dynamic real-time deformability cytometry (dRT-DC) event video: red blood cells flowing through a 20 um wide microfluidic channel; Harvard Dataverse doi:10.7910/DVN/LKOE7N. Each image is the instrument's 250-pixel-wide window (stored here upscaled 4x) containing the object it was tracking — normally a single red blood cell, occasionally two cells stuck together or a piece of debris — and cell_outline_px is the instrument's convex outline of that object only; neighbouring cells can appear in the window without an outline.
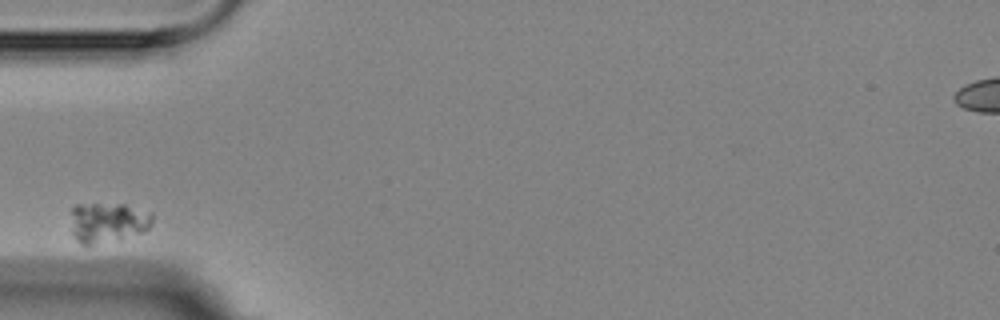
{"species": "Egyptian fruit bat (a non-hibernating species)", "species_latin": "Rousettus aegyptiacus", "temperature_condition": "room temperature", "stored_images_in_passage": 1, "camera_frame_rate_fps": 3000, "um_per_image_px": 0.085, "animal": {"sex": "female"}, "frame": {"image": 1, "passage_image": 1, "time_ms": 0.0, "image_size_px": [1000, 320], "cell_outline_px": [[152, 224], [144, 232], [120, 240], [88, 248], [80, 244], [76, 240], [72, 232], [72, 208], [76, 204], [124, 204], [152, 212]], "centroid_in_image_um": [9.16, 18.96], "position_along_channel_um": 75.8, "area_um2": 19.77}}